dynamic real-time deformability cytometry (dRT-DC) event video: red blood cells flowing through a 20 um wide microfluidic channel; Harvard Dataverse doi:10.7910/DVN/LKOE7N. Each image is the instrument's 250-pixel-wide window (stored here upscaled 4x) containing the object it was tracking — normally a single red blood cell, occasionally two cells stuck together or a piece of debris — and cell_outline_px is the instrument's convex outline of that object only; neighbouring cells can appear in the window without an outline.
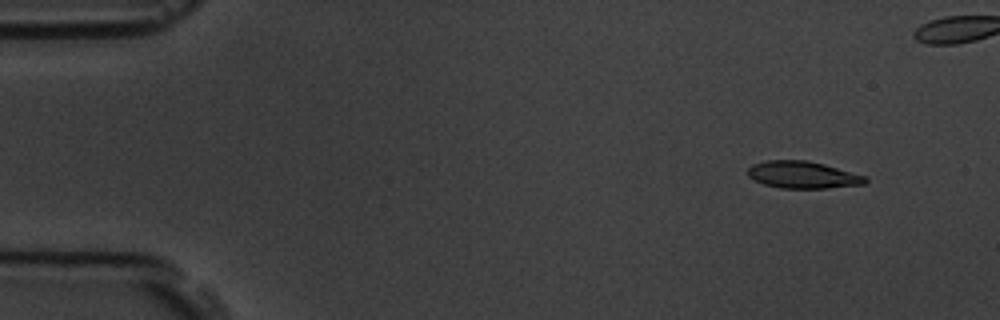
{"species": "common noctule bat (a hibernating species)", "species_latin": "Nyctalus noctula", "temperature_condition": "room temperature", "stored_images_in_passage": 6, "camera_frame_rate_fps": 3000, "um_per_image_px": 0.085, "animal": {"sex": "male", "body_mass_g": 19.5, "forearm_length_mm": 54.6}, "frame": {"image": 1, "passage_image": 2, "time_ms": 1.0, "image_size_px": [1000, 320], "cell_outline_px": [[868, 180], [864, 184], [828, 188], [780, 188], [764, 184], [748, 176], [748, 168], [752, 164], [764, 160], [808, 160], [824, 164], [868, 176]], "centroid_in_image_um": [68.26, 14.85], "position_along_channel_um": 16.7, "area_um2": 18.67}}